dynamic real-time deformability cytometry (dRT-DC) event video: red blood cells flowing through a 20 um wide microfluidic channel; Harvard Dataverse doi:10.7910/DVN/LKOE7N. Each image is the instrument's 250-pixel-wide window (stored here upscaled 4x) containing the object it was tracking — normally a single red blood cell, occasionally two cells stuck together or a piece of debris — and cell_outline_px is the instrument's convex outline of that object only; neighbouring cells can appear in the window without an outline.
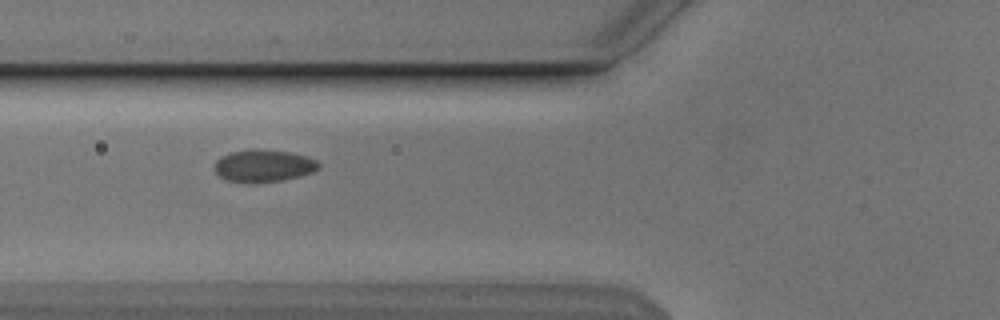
{"species": "Egyptian fruit bat (a non-hibernating species)", "species_latin": "Rousettus aegyptiacus", "temperature_condition": "cold", "stored_images_in_passage": 41, "camera_frame_rate_fps": 3000, "um_per_image_px": 0.085, "animal": {"sex": "male"}, "frame": {"image": 1, "passage_image": 9, "time_ms": 2.667, "image_size_px": [1000, 320], "cell_outline_px": [[320, 168], [312, 172], [280, 180], [228, 180], [220, 176], [216, 172], [216, 160], [220, 156], [232, 152], [248, 148], [256, 148], [292, 152], [308, 156], [316, 160], [320, 164]], "centroid_in_image_um": [22.44, 14.02], "position_along_channel_um": 103.4, "area_um2": 19.02}}
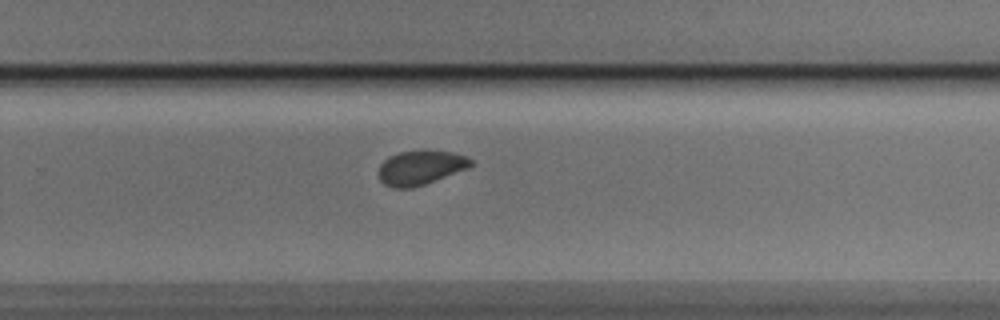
{"frame": {"image": 2, "passage_image": 24, "time_ms": 7.667, "image_size_px": [1000, 320], "cell_outline_px": [[476, 164], [468, 168], [424, 184], [412, 188], [392, 188], [384, 184], [380, 180], [380, 164], [388, 156], [400, 152], [428, 148], [452, 152], [464, 156], [472, 160]], "centroid_in_image_um": [35.76, 14.21], "position_along_channel_um": 294.0, "area_um2": 18.73}}
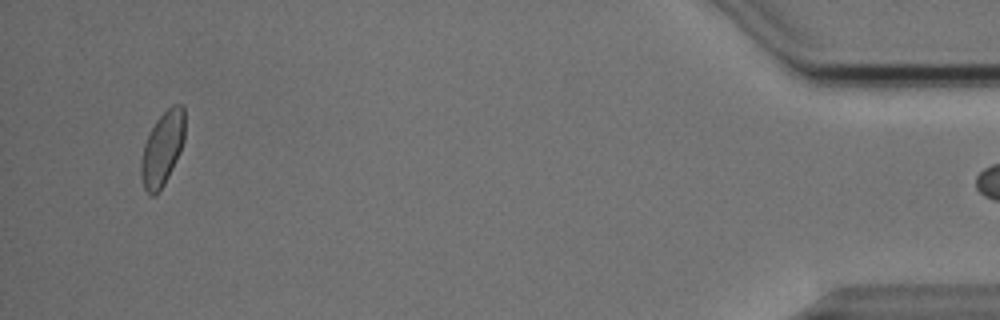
{"frame": {"image": 3, "passage_image": 40, "time_ms": 13.0, "image_size_px": [1000, 320], "cell_outline_px": [[184, 140], [180, 152], [164, 184], [156, 196], [148, 196], [144, 188], [140, 176], [140, 164], [144, 144], [156, 120], [172, 104], [180, 104], [184, 108]], "centroid_in_image_um": [13.79, 12.67], "position_along_channel_um": 421.4, "area_um2": 18.84}}